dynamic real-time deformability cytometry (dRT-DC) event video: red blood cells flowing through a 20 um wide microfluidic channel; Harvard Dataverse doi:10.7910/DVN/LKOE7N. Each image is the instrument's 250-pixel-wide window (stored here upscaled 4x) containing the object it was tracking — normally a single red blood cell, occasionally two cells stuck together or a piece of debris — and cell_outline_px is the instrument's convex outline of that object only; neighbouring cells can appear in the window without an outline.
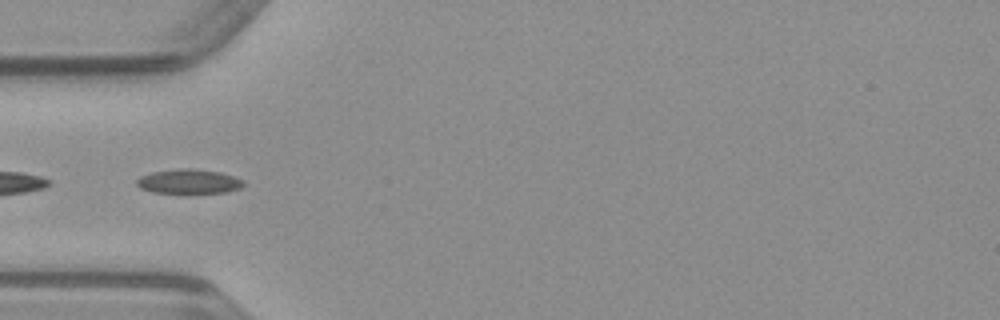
{"species": "common noctule bat (a hibernating species)", "species_latin": "Nyctalus noctula", "temperature_condition": "warm", "stored_images_in_passage": 12, "camera_frame_rate_fps": 3000, "um_per_image_px": 0.085, "animal": {"sex": "male", "body_mass_g": 23.1, "forearm_length_mm": 52.7}, "frame": {"image": 1, "passage_image": 10, "time_ms": 3.0, "image_size_px": [1000, 320], "cell_outline_px": [[244, 184], [240, 188], [224, 192], [152, 192], [140, 188], [136, 184], [136, 180], [140, 176], [152, 172], [180, 168], [192, 168], [220, 172], [244, 180]], "centroid_in_image_um": [16.03, 15.41], "position_along_channel_um": 69.0, "area_um2": 14.97}}